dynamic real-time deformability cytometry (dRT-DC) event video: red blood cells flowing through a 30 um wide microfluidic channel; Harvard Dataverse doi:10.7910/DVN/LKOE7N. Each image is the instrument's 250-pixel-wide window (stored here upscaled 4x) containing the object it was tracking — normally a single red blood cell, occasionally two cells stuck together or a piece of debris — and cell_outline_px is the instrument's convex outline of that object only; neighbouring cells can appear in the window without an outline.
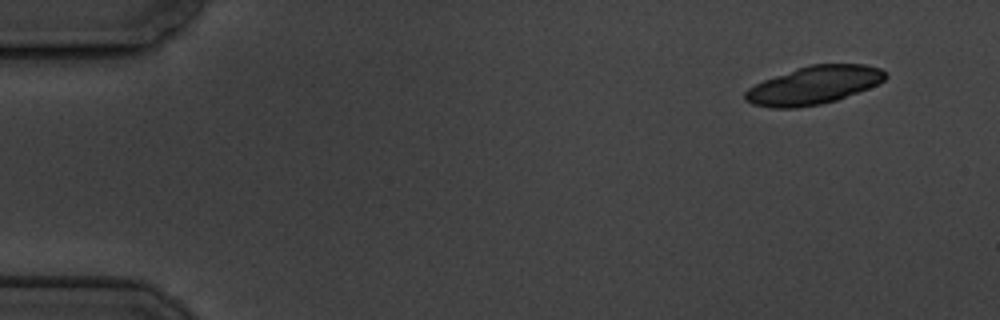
{"species": "common noctule bat (a hibernating species)", "species_latin": "Nyctalus noctula", "temperature_condition": "cold", "stored_images_in_passage": 10, "camera_frame_rate_fps": 3000, "um_per_image_px": 0.085, "animal": {"sex": "male", "body_mass_g": 19.5, "forearm_length_mm": 54.6}, "frame": {"image": 1, "passage_image": 1, "time_ms": 0.0, "image_size_px": [1000, 320], "cell_outline_px": [[888, 76], [884, 80], [868, 88], [836, 100], [820, 104], [796, 108], [772, 108], [752, 104], [744, 100], [744, 92], [748, 88], [764, 80], [796, 68], [812, 64], [864, 64], [880, 68]], "centroid_in_image_um": [69.14, 7.25], "position_along_channel_um": 15.9, "area_um2": 30.92}}